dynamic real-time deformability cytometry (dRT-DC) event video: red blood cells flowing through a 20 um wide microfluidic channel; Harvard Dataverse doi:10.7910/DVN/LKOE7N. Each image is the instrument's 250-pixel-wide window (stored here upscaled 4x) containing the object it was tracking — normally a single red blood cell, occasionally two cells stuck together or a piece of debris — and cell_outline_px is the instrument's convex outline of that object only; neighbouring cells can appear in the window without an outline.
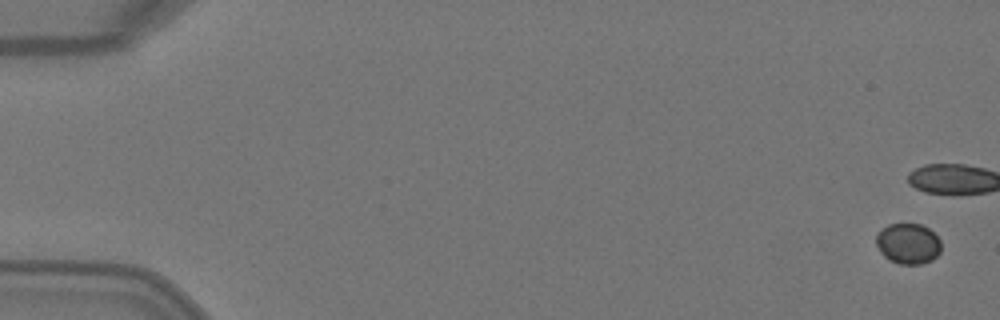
{"species": "Egyptian fruit bat (a non-hibernating species)", "species_latin": "Rousettus aegyptiacus", "temperature_condition": "warm", "stored_images_in_passage": 7, "camera_frame_rate_fps": 3000, "um_per_image_px": 0.085, "animal": {"sex": "female"}, "frame": {"image": 1, "passage_image": 1, "time_ms": 0.0, "image_size_px": [1000, 320], "cell_outline_px": [[940, 252], [932, 260], [920, 264], [900, 264], [888, 260], [880, 252], [876, 244], [876, 236], [888, 224], [920, 224], [928, 228], [940, 240]], "centroid_in_image_um": [77.18, 20.72], "position_along_channel_um": 7.8, "area_um2": 15.26}}
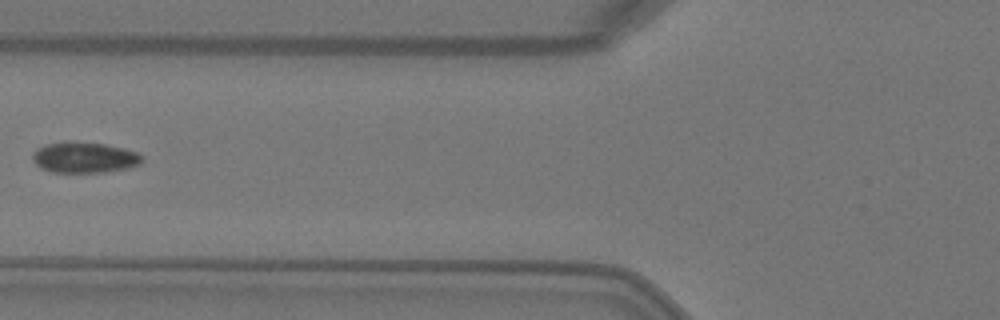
{"frame": {"image": 2, "passage_image": 6, "time_ms": 1.667, "image_size_px": [1000, 320], "cell_outline_px": [[144, 160], [140, 164], [128, 168], [104, 172], [52, 172], [40, 168], [32, 160], [32, 152], [36, 148], [48, 144], [64, 140], [72, 140], [104, 144], [124, 148], [136, 152], [144, 156]], "centroid_in_image_um": [7.16, 13.37], "position_along_channel_um": 118.6, "area_um2": 20.06}}
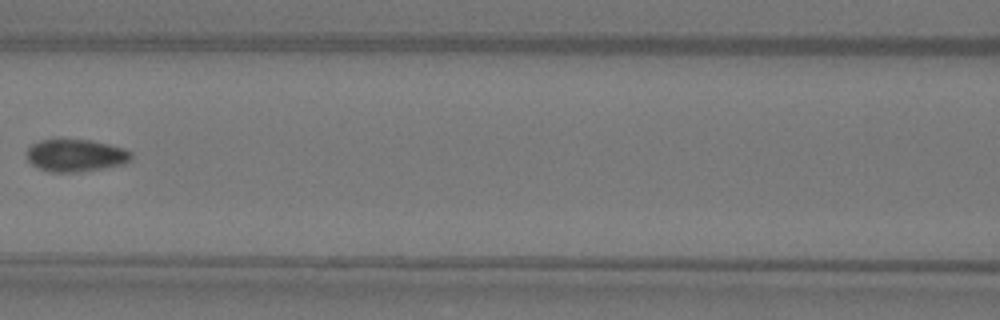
{"frame": {"image": 3, "passage_image": 7, "time_ms": 2.0, "image_size_px": [1000, 320], "cell_outline_px": [[132, 156], [124, 164], [100, 168], [72, 172], [48, 172], [32, 164], [28, 160], [28, 148], [32, 144], [40, 140], [60, 136], [92, 140], [112, 144], [124, 148], [132, 152]], "centroid_in_image_um": [6.41, 13.15], "position_along_channel_um": 160.2, "area_um2": 20.23}}